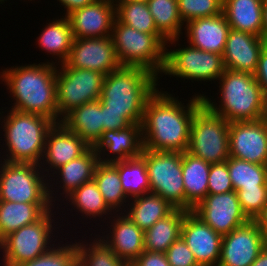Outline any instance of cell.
I'll return each mask as SVG.
<instances>
[{"label": "cell", "mask_w": 267, "mask_h": 266, "mask_svg": "<svg viewBox=\"0 0 267 266\" xmlns=\"http://www.w3.org/2000/svg\"><path fill=\"white\" fill-rule=\"evenodd\" d=\"M93 148L102 163L137 158L143 151L142 124L132 123L124 129L104 131Z\"/></svg>", "instance_id": "603a6c76"}, {"label": "cell", "mask_w": 267, "mask_h": 266, "mask_svg": "<svg viewBox=\"0 0 267 266\" xmlns=\"http://www.w3.org/2000/svg\"><path fill=\"white\" fill-rule=\"evenodd\" d=\"M100 227L101 229H97V231L100 230V232L96 235L103 240L120 259L131 264L143 253L144 231L125 213H114L105 224L100 225Z\"/></svg>", "instance_id": "e0dca14e"}, {"label": "cell", "mask_w": 267, "mask_h": 266, "mask_svg": "<svg viewBox=\"0 0 267 266\" xmlns=\"http://www.w3.org/2000/svg\"><path fill=\"white\" fill-rule=\"evenodd\" d=\"M261 38L267 43V0H263V6H262Z\"/></svg>", "instance_id": "c3c4849f"}, {"label": "cell", "mask_w": 267, "mask_h": 266, "mask_svg": "<svg viewBox=\"0 0 267 266\" xmlns=\"http://www.w3.org/2000/svg\"><path fill=\"white\" fill-rule=\"evenodd\" d=\"M227 167L234 191L240 188L267 187V165L229 157Z\"/></svg>", "instance_id": "8d00e7d4"}, {"label": "cell", "mask_w": 267, "mask_h": 266, "mask_svg": "<svg viewBox=\"0 0 267 266\" xmlns=\"http://www.w3.org/2000/svg\"><path fill=\"white\" fill-rule=\"evenodd\" d=\"M131 266H170L165 253L144 250Z\"/></svg>", "instance_id": "f6af8a7d"}, {"label": "cell", "mask_w": 267, "mask_h": 266, "mask_svg": "<svg viewBox=\"0 0 267 266\" xmlns=\"http://www.w3.org/2000/svg\"><path fill=\"white\" fill-rule=\"evenodd\" d=\"M229 125L203 104L192 118L187 152L210 164L225 162L230 157Z\"/></svg>", "instance_id": "9c48e42d"}, {"label": "cell", "mask_w": 267, "mask_h": 266, "mask_svg": "<svg viewBox=\"0 0 267 266\" xmlns=\"http://www.w3.org/2000/svg\"><path fill=\"white\" fill-rule=\"evenodd\" d=\"M192 212L215 232L224 236L246 223L249 219L243 213L236 191L207 194Z\"/></svg>", "instance_id": "4fadbf2b"}, {"label": "cell", "mask_w": 267, "mask_h": 266, "mask_svg": "<svg viewBox=\"0 0 267 266\" xmlns=\"http://www.w3.org/2000/svg\"><path fill=\"white\" fill-rule=\"evenodd\" d=\"M170 266H199L184 240L180 237L165 252Z\"/></svg>", "instance_id": "7bdbcfd3"}, {"label": "cell", "mask_w": 267, "mask_h": 266, "mask_svg": "<svg viewBox=\"0 0 267 266\" xmlns=\"http://www.w3.org/2000/svg\"><path fill=\"white\" fill-rule=\"evenodd\" d=\"M64 200L65 201H62L63 204L62 203L59 204L60 208L58 207V209H59L58 211L60 213L59 215H61L60 221L62 220L60 223H61V226H63V227H64V225H66L64 222H66V223L69 222L68 218H66V214L67 215L71 214L70 216H72V218H75L74 222L70 221L73 224L74 223L79 224L78 221L76 222L77 217H79V220H81V224L83 223V225L84 224L86 225V223L90 224L91 222L95 221L94 222V223H96L94 226L95 230H93V231L96 232V230L99 229L100 224L101 223L104 224L106 222V220H108L114 214V212L106 204L104 197L102 196V194L98 190L97 184L95 183L94 180H91L87 183L82 184L79 188H77L71 194H69ZM62 205L66 206L65 208L67 209V211H69L70 207H71L70 214H69V212L66 211L65 208L62 207ZM67 207H69V208H67ZM60 209L63 211H61ZM73 210H74V212L76 211L75 215H74V213H72ZM61 212H62V214H61ZM64 212H65V214H63ZM63 215H65V218ZM77 215H79V216H77ZM81 216H82V218H81ZM82 219H83V221H82ZM88 220H90V221L86 222ZM97 221H98V223H97ZM96 226H98V227H96Z\"/></svg>", "instance_id": "ac0fdd59"}, {"label": "cell", "mask_w": 267, "mask_h": 266, "mask_svg": "<svg viewBox=\"0 0 267 266\" xmlns=\"http://www.w3.org/2000/svg\"><path fill=\"white\" fill-rule=\"evenodd\" d=\"M264 247V232L248 220L223 236L218 266H250Z\"/></svg>", "instance_id": "5bb4252c"}, {"label": "cell", "mask_w": 267, "mask_h": 266, "mask_svg": "<svg viewBox=\"0 0 267 266\" xmlns=\"http://www.w3.org/2000/svg\"><path fill=\"white\" fill-rule=\"evenodd\" d=\"M250 266H267V247L265 246L257 259Z\"/></svg>", "instance_id": "f907efd6"}, {"label": "cell", "mask_w": 267, "mask_h": 266, "mask_svg": "<svg viewBox=\"0 0 267 266\" xmlns=\"http://www.w3.org/2000/svg\"><path fill=\"white\" fill-rule=\"evenodd\" d=\"M164 90L166 88L160 86L146 102L142 121L143 148L183 153L189 145L192 118L203 105L201 93H194L190 100L188 96V103H183L181 99L184 98L179 99Z\"/></svg>", "instance_id": "6da1fadb"}, {"label": "cell", "mask_w": 267, "mask_h": 266, "mask_svg": "<svg viewBox=\"0 0 267 266\" xmlns=\"http://www.w3.org/2000/svg\"><path fill=\"white\" fill-rule=\"evenodd\" d=\"M54 207L52 203L0 201V241L21 227L35 223Z\"/></svg>", "instance_id": "83f0119b"}, {"label": "cell", "mask_w": 267, "mask_h": 266, "mask_svg": "<svg viewBox=\"0 0 267 266\" xmlns=\"http://www.w3.org/2000/svg\"><path fill=\"white\" fill-rule=\"evenodd\" d=\"M179 39L175 38L166 42L165 66L162 71L163 75L159 77V83L160 78L162 79L164 75L170 78L175 77L177 80H184L185 83L188 81L189 83L190 81L192 83H199L200 81V84L204 83V85L207 82L216 83L225 70L223 56L195 48L188 43L186 44V41L184 42L185 45L183 43L178 44Z\"/></svg>", "instance_id": "ba28073f"}, {"label": "cell", "mask_w": 267, "mask_h": 266, "mask_svg": "<svg viewBox=\"0 0 267 266\" xmlns=\"http://www.w3.org/2000/svg\"><path fill=\"white\" fill-rule=\"evenodd\" d=\"M227 163L211 164L208 178V194H220L233 191Z\"/></svg>", "instance_id": "b9f144b4"}, {"label": "cell", "mask_w": 267, "mask_h": 266, "mask_svg": "<svg viewBox=\"0 0 267 266\" xmlns=\"http://www.w3.org/2000/svg\"><path fill=\"white\" fill-rule=\"evenodd\" d=\"M67 17L74 38L111 36L116 18V4L111 0H97L93 4L73 10Z\"/></svg>", "instance_id": "7402d4cb"}, {"label": "cell", "mask_w": 267, "mask_h": 266, "mask_svg": "<svg viewBox=\"0 0 267 266\" xmlns=\"http://www.w3.org/2000/svg\"><path fill=\"white\" fill-rule=\"evenodd\" d=\"M230 157L267 165V125L256 121L230 122Z\"/></svg>", "instance_id": "d6986e66"}, {"label": "cell", "mask_w": 267, "mask_h": 266, "mask_svg": "<svg viewBox=\"0 0 267 266\" xmlns=\"http://www.w3.org/2000/svg\"><path fill=\"white\" fill-rule=\"evenodd\" d=\"M266 44L261 37L230 29L222 55L225 69L254 74Z\"/></svg>", "instance_id": "cb8c5ba5"}, {"label": "cell", "mask_w": 267, "mask_h": 266, "mask_svg": "<svg viewBox=\"0 0 267 266\" xmlns=\"http://www.w3.org/2000/svg\"><path fill=\"white\" fill-rule=\"evenodd\" d=\"M117 1H129V2H139L147 4L149 0H117Z\"/></svg>", "instance_id": "f5cc1de1"}, {"label": "cell", "mask_w": 267, "mask_h": 266, "mask_svg": "<svg viewBox=\"0 0 267 266\" xmlns=\"http://www.w3.org/2000/svg\"><path fill=\"white\" fill-rule=\"evenodd\" d=\"M141 157L146 162L150 192L161 196L175 208L185 209L182 153L143 148Z\"/></svg>", "instance_id": "8fae6325"}, {"label": "cell", "mask_w": 267, "mask_h": 266, "mask_svg": "<svg viewBox=\"0 0 267 266\" xmlns=\"http://www.w3.org/2000/svg\"><path fill=\"white\" fill-rule=\"evenodd\" d=\"M0 201L52 203L39 165L0 160Z\"/></svg>", "instance_id": "30bf717a"}, {"label": "cell", "mask_w": 267, "mask_h": 266, "mask_svg": "<svg viewBox=\"0 0 267 266\" xmlns=\"http://www.w3.org/2000/svg\"><path fill=\"white\" fill-rule=\"evenodd\" d=\"M265 246L267 247V229L264 231Z\"/></svg>", "instance_id": "db71d44e"}, {"label": "cell", "mask_w": 267, "mask_h": 266, "mask_svg": "<svg viewBox=\"0 0 267 266\" xmlns=\"http://www.w3.org/2000/svg\"><path fill=\"white\" fill-rule=\"evenodd\" d=\"M147 5L158 32L167 41L175 38L182 41L185 24L180 17L177 0H149Z\"/></svg>", "instance_id": "d590c367"}, {"label": "cell", "mask_w": 267, "mask_h": 266, "mask_svg": "<svg viewBox=\"0 0 267 266\" xmlns=\"http://www.w3.org/2000/svg\"><path fill=\"white\" fill-rule=\"evenodd\" d=\"M217 85V100L211 94L206 95V92L201 94L203 104L210 111L222 116L229 123L260 119L263 93L254 74L225 69L217 80Z\"/></svg>", "instance_id": "5b68a950"}, {"label": "cell", "mask_w": 267, "mask_h": 266, "mask_svg": "<svg viewBox=\"0 0 267 266\" xmlns=\"http://www.w3.org/2000/svg\"><path fill=\"white\" fill-rule=\"evenodd\" d=\"M60 123L93 147L103 133L102 102H88L69 111Z\"/></svg>", "instance_id": "484cf974"}, {"label": "cell", "mask_w": 267, "mask_h": 266, "mask_svg": "<svg viewBox=\"0 0 267 266\" xmlns=\"http://www.w3.org/2000/svg\"><path fill=\"white\" fill-rule=\"evenodd\" d=\"M237 195L240 207L249 220H255L267 204V187L240 188Z\"/></svg>", "instance_id": "60d3db41"}, {"label": "cell", "mask_w": 267, "mask_h": 266, "mask_svg": "<svg viewBox=\"0 0 267 266\" xmlns=\"http://www.w3.org/2000/svg\"><path fill=\"white\" fill-rule=\"evenodd\" d=\"M255 221L263 232L267 229V204L263 208L262 212L257 216Z\"/></svg>", "instance_id": "681fc988"}, {"label": "cell", "mask_w": 267, "mask_h": 266, "mask_svg": "<svg viewBox=\"0 0 267 266\" xmlns=\"http://www.w3.org/2000/svg\"><path fill=\"white\" fill-rule=\"evenodd\" d=\"M254 78L259 83L263 95H267V44L260 53Z\"/></svg>", "instance_id": "bcb514c9"}, {"label": "cell", "mask_w": 267, "mask_h": 266, "mask_svg": "<svg viewBox=\"0 0 267 266\" xmlns=\"http://www.w3.org/2000/svg\"><path fill=\"white\" fill-rule=\"evenodd\" d=\"M104 75L89 69L57 65L58 123L72 109L100 99Z\"/></svg>", "instance_id": "7c38bea8"}, {"label": "cell", "mask_w": 267, "mask_h": 266, "mask_svg": "<svg viewBox=\"0 0 267 266\" xmlns=\"http://www.w3.org/2000/svg\"><path fill=\"white\" fill-rule=\"evenodd\" d=\"M90 146L61 123L48 131L40 168L48 178L55 170L84 154Z\"/></svg>", "instance_id": "44dd1931"}, {"label": "cell", "mask_w": 267, "mask_h": 266, "mask_svg": "<svg viewBox=\"0 0 267 266\" xmlns=\"http://www.w3.org/2000/svg\"><path fill=\"white\" fill-rule=\"evenodd\" d=\"M181 238L193 252L199 266H218L223 236L215 232L192 211H187Z\"/></svg>", "instance_id": "ffe728a7"}, {"label": "cell", "mask_w": 267, "mask_h": 266, "mask_svg": "<svg viewBox=\"0 0 267 266\" xmlns=\"http://www.w3.org/2000/svg\"><path fill=\"white\" fill-rule=\"evenodd\" d=\"M48 21L35 43L46 55H52L50 57L55 60L53 64L59 65L68 59L74 40L72 28L67 16L54 17Z\"/></svg>", "instance_id": "4316f807"}, {"label": "cell", "mask_w": 267, "mask_h": 266, "mask_svg": "<svg viewBox=\"0 0 267 266\" xmlns=\"http://www.w3.org/2000/svg\"><path fill=\"white\" fill-rule=\"evenodd\" d=\"M210 163L185 151L182 153V175L185 210L192 209L208 194Z\"/></svg>", "instance_id": "f1b7e54d"}, {"label": "cell", "mask_w": 267, "mask_h": 266, "mask_svg": "<svg viewBox=\"0 0 267 266\" xmlns=\"http://www.w3.org/2000/svg\"><path fill=\"white\" fill-rule=\"evenodd\" d=\"M116 18L143 33H159L148 5L139 2L116 1Z\"/></svg>", "instance_id": "74e56055"}, {"label": "cell", "mask_w": 267, "mask_h": 266, "mask_svg": "<svg viewBox=\"0 0 267 266\" xmlns=\"http://www.w3.org/2000/svg\"><path fill=\"white\" fill-rule=\"evenodd\" d=\"M1 108L5 111L0 109V160L40 165L47 133L55 123L41 115Z\"/></svg>", "instance_id": "3957f363"}, {"label": "cell", "mask_w": 267, "mask_h": 266, "mask_svg": "<svg viewBox=\"0 0 267 266\" xmlns=\"http://www.w3.org/2000/svg\"><path fill=\"white\" fill-rule=\"evenodd\" d=\"M73 238L75 239L72 240L74 243L66 240L69 238L65 237L64 239V237H62L63 241L59 240L41 256H38L31 261L18 264L17 266H74L77 263V245L76 237Z\"/></svg>", "instance_id": "f35d334b"}, {"label": "cell", "mask_w": 267, "mask_h": 266, "mask_svg": "<svg viewBox=\"0 0 267 266\" xmlns=\"http://www.w3.org/2000/svg\"><path fill=\"white\" fill-rule=\"evenodd\" d=\"M263 0H223L222 13L230 29L261 37Z\"/></svg>", "instance_id": "f546056e"}, {"label": "cell", "mask_w": 267, "mask_h": 266, "mask_svg": "<svg viewBox=\"0 0 267 266\" xmlns=\"http://www.w3.org/2000/svg\"><path fill=\"white\" fill-rule=\"evenodd\" d=\"M64 64L72 68L97 71L104 76L121 66L116 57L111 36L74 38L68 59Z\"/></svg>", "instance_id": "2e32d148"}, {"label": "cell", "mask_w": 267, "mask_h": 266, "mask_svg": "<svg viewBox=\"0 0 267 266\" xmlns=\"http://www.w3.org/2000/svg\"><path fill=\"white\" fill-rule=\"evenodd\" d=\"M52 58L33 64L2 67L0 84L10 95L13 110L41 115L58 123L57 65ZM13 102V103H12Z\"/></svg>", "instance_id": "7a4b0ae2"}, {"label": "cell", "mask_w": 267, "mask_h": 266, "mask_svg": "<svg viewBox=\"0 0 267 266\" xmlns=\"http://www.w3.org/2000/svg\"><path fill=\"white\" fill-rule=\"evenodd\" d=\"M177 3L184 24L193 19L219 15L223 7V0H177Z\"/></svg>", "instance_id": "ab89813d"}, {"label": "cell", "mask_w": 267, "mask_h": 266, "mask_svg": "<svg viewBox=\"0 0 267 266\" xmlns=\"http://www.w3.org/2000/svg\"><path fill=\"white\" fill-rule=\"evenodd\" d=\"M111 38L121 66H140L162 75L167 40L160 33H143L115 18Z\"/></svg>", "instance_id": "52a82bcc"}, {"label": "cell", "mask_w": 267, "mask_h": 266, "mask_svg": "<svg viewBox=\"0 0 267 266\" xmlns=\"http://www.w3.org/2000/svg\"><path fill=\"white\" fill-rule=\"evenodd\" d=\"M93 180L114 213H124L129 199L123 191L117 168L112 163L99 162Z\"/></svg>", "instance_id": "d6a6232c"}, {"label": "cell", "mask_w": 267, "mask_h": 266, "mask_svg": "<svg viewBox=\"0 0 267 266\" xmlns=\"http://www.w3.org/2000/svg\"><path fill=\"white\" fill-rule=\"evenodd\" d=\"M88 237V240L77 239L78 235L76 237L77 263L80 266H131L120 259L95 232Z\"/></svg>", "instance_id": "836d02e7"}, {"label": "cell", "mask_w": 267, "mask_h": 266, "mask_svg": "<svg viewBox=\"0 0 267 266\" xmlns=\"http://www.w3.org/2000/svg\"><path fill=\"white\" fill-rule=\"evenodd\" d=\"M187 210L175 208L165 218L144 231V250L165 253L181 237V227Z\"/></svg>", "instance_id": "1f68e13d"}, {"label": "cell", "mask_w": 267, "mask_h": 266, "mask_svg": "<svg viewBox=\"0 0 267 266\" xmlns=\"http://www.w3.org/2000/svg\"><path fill=\"white\" fill-rule=\"evenodd\" d=\"M260 120L267 125V95H263V104Z\"/></svg>", "instance_id": "816d5d0a"}, {"label": "cell", "mask_w": 267, "mask_h": 266, "mask_svg": "<svg viewBox=\"0 0 267 266\" xmlns=\"http://www.w3.org/2000/svg\"><path fill=\"white\" fill-rule=\"evenodd\" d=\"M175 207L154 193H146L129 200L125 214L143 231L169 215Z\"/></svg>", "instance_id": "4dcf8cb0"}, {"label": "cell", "mask_w": 267, "mask_h": 266, "mask_svg": "<svg viewBox=\"0 0 267 266\" xmlns=\"http://www.w3.org/2000/svg\"><path fill=\"white\" fill-rule=\"evenodd\" d=\"M112 164L118 170L123 191L129 200L150 192L147 166L141 156Z\"/></svg>", "instance_id": "e575fe53"}, {"label": "cell", "mask_w": 267, "mask_h": 266, "mask_svg": "<svg viewBox=\"0 0 267 266\" xmlns=\"http://www.w3.org/2000/svg\"><path fill=\"white\" fill-rule=\"evenodd\" d=\"M57 210L58 207H54L35 223L25 225L3 238L0 241V256L2 254L3 258L0 266H17L31 261L47 252L62 239V236H65L64 229H61L62 226L58 220L60 215Z\"/></svg>", "instance_id": "8992f818"}, {"label": "cell", "mask_w": 267, "mask_h": 266, "mask_svg": "<svg viewBox=\"0 0 267 266\" xmlns=\"http://www.w3.org/2000/svg\"><path fill=\"white\" fill-rule=\"evenodd\" d=\"M230 30L223 13L212 17L197 18L184 26L186 43L203 51L223 55Z\"/></svg>", "instance_id": "d4e9b609"}, {"label": "cell", "mask_w": 267, "mask_h": 266, "mask_svg": "<svg viewBox=\"0 0 267 266\" xmlns=\"http://www.w3.org/2000/svg\"><path fill=\"white\" fill-rule=\"evenodd\" d=\"M103 132L108 130H119L130 126L132 123L121 112L107 110L102 103Z\"/></svg>", "instance_id": "ee69618b"}, {"label": "cell", "mask_w": 267, "mask_h": 266, "mask_svg": "<svg viewBox=\"0 0 267 266\" xmlns=\"http://www.w3.org/2000/svg\"><path fill=\"white\" fill-rule=\"evenodd\" d=\"M56 1V0H55ZM97 0H57V2H59L58 5H62L63 6V15L67 16L68 14H70L73 10H76L78 8H82L84 6L93 4L94 2H96Z\"/></svg>", "instance_id": "7dc6e473"}, {"label": "cell", "mask_w": 267, "mask_h": 266, "mask_svg": "<svg viewBox=\"0 0 267 266\" xmlns=\"http://www.w3.org/2000/svg\"><path fill=\"white\" fill-rule=\"evenodd\" d=\"M159 77L140 66H120L104 76L100 101L107 110L121 112L142 124L147 100L159 88Z\"/></svg>", "instance_id": "277c9868"}, {"label": "cell", "mask_w": 267, "mask_h": 266, "mask_svg": "<svg viewBox=\"0 0 267 266\" xmlns=\"http://www.w3.org/2000/svg\"><path fill=\"white\" fill-rule=\"evenodd\" d=\"M98 163V153L90 147L80 157L55 170L48 177L49 198L52 204L59 207V202L61 204L74 190L93 180Z\"/></svg>", "instance_id": "9a60e30c"}, {"label": "cell", "mask_w": 267, "mask_h": 266, "mask_svg": "<svg viewBox=\"0 0 267 266\" xmlns=\"http://www.w3.org/2000/svg\"><path fill=\"white\" fill-rule=\"evenodd\" d=\"M5 1L7 2V1H9V0H0V5H1V4L3 5V3L5 4ZM21 1H22V0H21ZM24 2H27V1L24 0Z\"/></svg>", "instance_id": "11a10c76"}]
</instances>
